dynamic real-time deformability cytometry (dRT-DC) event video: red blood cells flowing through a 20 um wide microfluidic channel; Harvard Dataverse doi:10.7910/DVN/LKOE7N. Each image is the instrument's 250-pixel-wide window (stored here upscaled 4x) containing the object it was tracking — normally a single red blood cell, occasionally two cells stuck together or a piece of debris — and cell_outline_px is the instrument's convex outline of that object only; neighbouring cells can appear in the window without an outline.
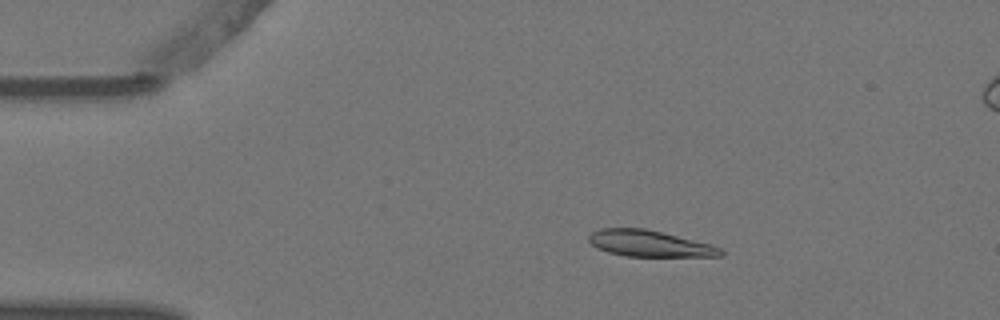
{"species": "Egyptian fruit bat (a non-hibernating species)", "species_latin": "Rousettus aegyptiacus", "temperature_condition": "warm", "stored_images_in_passage": 5, "camera_frame_rate_fps": 3000, "um_per_image_px": 0.085, "animal": {"sex": "female"}, "frame": {"image": 1, "passage_image": 3, "time_ms": 0.667, "image_size_px": [1000, 320], "cell_outline_px": [[724, 252], [720, 256], [624, 256], [608, 252], [596, 248], [588, 240], [588, 236], [592, 232], [600, 228], [644, 228], [712, 244], [720, 248]], "centroid_in_image_um": [55.18, 20.7], "position_along_channel_um": 29.8, "area_um2": 20.11}}
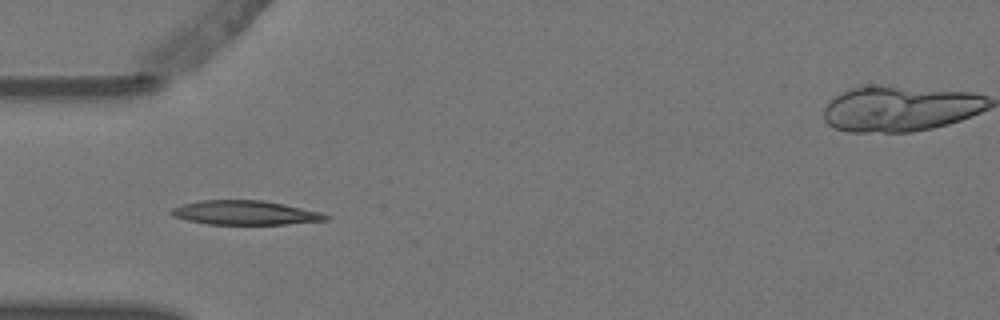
{"frame": {"image": 2, "passage_image": 5, "time_ms": 1.333, "image_size_px": [1000, 320], "cell_outline_px": [[332, 216], [328, 220], [284, 224], [208, 224], [184, 220], [172, 216], [168, 212], [172, 208], [180, 204], [200, 200], [264, 200], [320, 212]], "centroid_in_image_um": [20.77, 18.08], "position_along_channel_um": 64.2, "area_um2": 21.91}}